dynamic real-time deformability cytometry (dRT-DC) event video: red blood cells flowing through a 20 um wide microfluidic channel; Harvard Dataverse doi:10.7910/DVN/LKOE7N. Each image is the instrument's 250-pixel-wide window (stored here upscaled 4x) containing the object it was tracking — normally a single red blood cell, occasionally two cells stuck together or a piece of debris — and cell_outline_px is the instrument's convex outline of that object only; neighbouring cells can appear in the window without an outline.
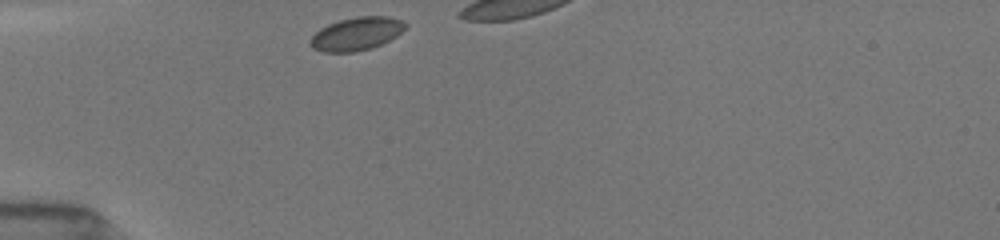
{"species": "common noctule bat (a hibernating species)", "species_latin": "Nyctalus noctula", "temperature_condition": "room temperature", "stored_images_in_passage": 8, "camera_frame_rate_fps": 3000, "um_per_image_px": 0.085, "animal": {"sex": "female", "body_mass_g": 19.5, "forearm_length_mm": 54.1}, "frame": {"image": 1, "passage_image": 1, "time_ms": 0.0, "image_size_px": [1000, 240], "cell_outline_px": [[408, 24], [396, 36], [372, 48], [356, 52], [324, 52], [312, 48], [308, 40], [320, 28], [328, 24], [340, 20], [356, 16], [388, 16], [400, 20]], "centroid_in_image_um": [30.27, 2.87], "position_along_channel_um": 54.7, "area_um2": 18.32}}